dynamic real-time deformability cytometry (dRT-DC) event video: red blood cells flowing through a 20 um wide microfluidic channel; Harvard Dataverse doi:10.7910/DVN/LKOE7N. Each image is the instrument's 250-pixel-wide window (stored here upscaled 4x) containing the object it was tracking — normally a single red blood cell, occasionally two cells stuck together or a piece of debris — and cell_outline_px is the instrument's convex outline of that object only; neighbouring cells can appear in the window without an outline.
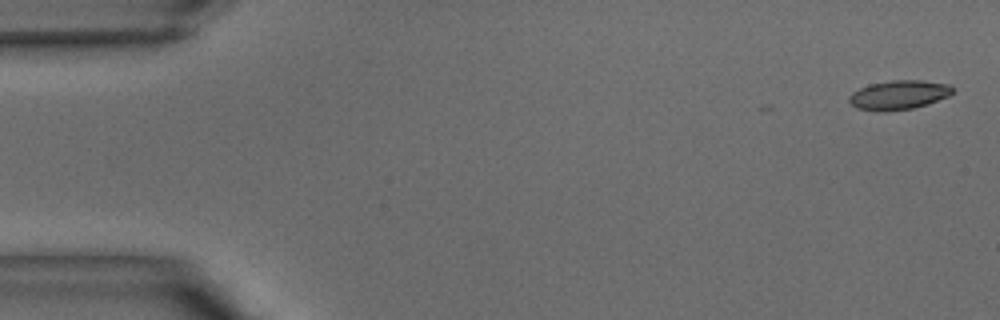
{"species": "common noctule bat (a hibernating species)", "species_latin": "Nyctalus noctula", "temperature_condition": "warm", "stored_images_in_passage": 10, "camera_frame_rate_fps": 3000, "um_per_image_px": 0.085, "animal": {"sex": "male", "body_mass_g": 15.6}, "frame": {"image": 1, "passage_image": 1, "time_ms": 0.0, "image_size_px": [1000, 320], "cell_outline_px": [[952, 92], [948, 96], [928, 104], [912, 108], [884, 112], [856, 108], [848, 100], [848, 96], [852, 92], [868, 84], [892, 80], [920, 80], [948, 84], [952, 88]], "centroid_in_image_um": [76.35, 8.07], "position_along_channel_um": 8.6, "area_um2": 17.57}}
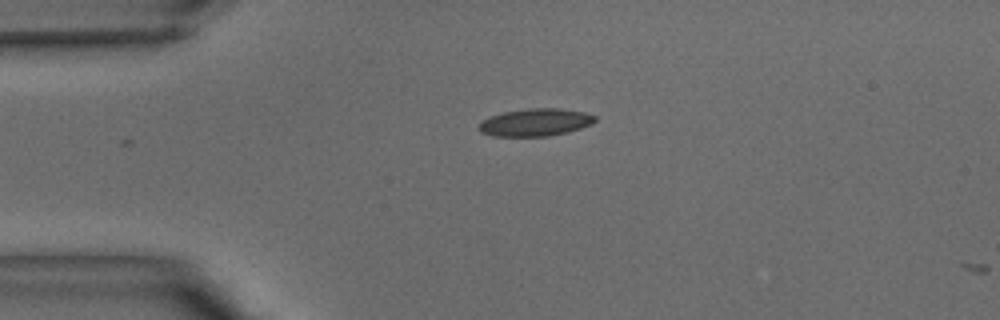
{"frame": {"image": 2, "passage_image": 9, "time_ms": 2.667, "image_size_px": [1000, 320], "cell_outline_px": [[596, 120], [592, 124], [568, 132], [548, 136], [492, 136], [480, 132], [480, 124], [484, 120], [492, 116], [504, 112], [528, 108], [560, 108], [584, 112], [596, 116]], "centroid_in_image_um": [45.55, 10.4], "position_along_channel_um": 39.5, "area_um2": 18.5}}